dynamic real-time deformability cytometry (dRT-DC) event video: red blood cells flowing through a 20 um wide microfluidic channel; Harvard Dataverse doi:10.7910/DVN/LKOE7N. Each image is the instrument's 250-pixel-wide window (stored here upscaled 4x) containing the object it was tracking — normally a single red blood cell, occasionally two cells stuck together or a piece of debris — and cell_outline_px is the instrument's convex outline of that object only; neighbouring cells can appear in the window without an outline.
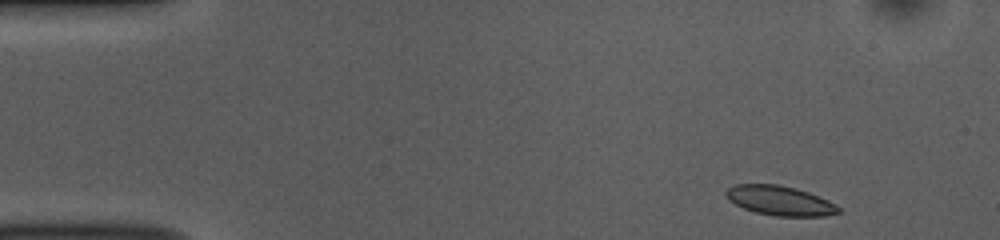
{"species": "common noctule bat (a hibernating species)", "species_latin": "Nyctalus noctula", "temperature_condition": "room temperature", "stored_images_in_passage": 47, "camera_frame_rate_fps": 3000, "um_per_image_px": 0.085, "animal": {"sex": "female", "body_mass_g": 10.0, "forearm_length_mm": 53.1}, "frame": {"image": 1, "passage_image": 1, "time_ms": 0.0, "image_size_px": [1000, 240], "cell_outline_px": [[840, 212], [824, 216], [776, 216], [756, 212], [744, 208], [728, 200], [724, 196], [724, 192], [728, 188], [736, 184], [776, 184], [796, 188], [808, 192], [828, 200], [836, 204], [840, 208]], "centroid_in_image_um": [66.27, 17.05], "position_along_channel_um": 18.7, "area_um2": 19.36}}
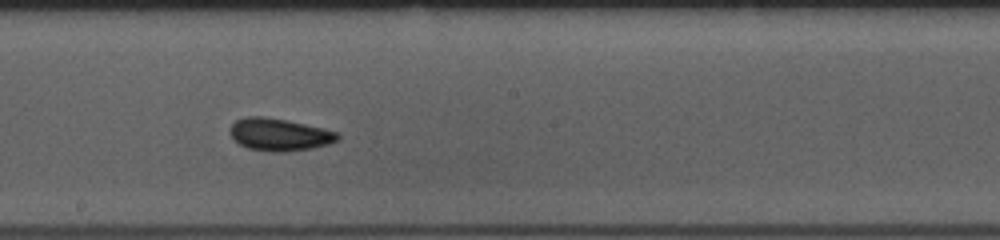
{"frame": {"image": 2, "passage_image": 24, "time_ms": 7.667, "image_size_px": [1000, 240], "cell_outline_px": [[340, 140], [328, 144], [312, 148], [288, 152], [272, 152], [248, 148], [240, 144], [228, 132], [228, 128], [236, 120], [248, 116], [264, 116], [324, 128], [336, 132], [340, 136]], "centroid_in_image_um": [23.74, 11.44], "position_along_channel_um": 224.5, "area_um2": 20.35}}
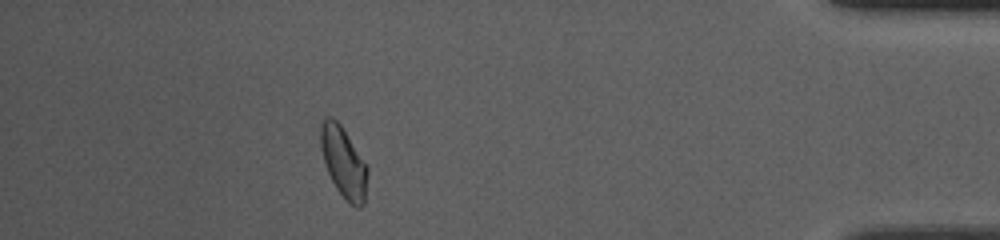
{"frame": {"image": 3, "passage_image": 42, "time_ms": 13.667, "image_size_px": [1000, 240], "cell_outline_px": [[368, 172], [364, 204], [360, 208], [356, 208], [348, 204], [336, 188], [328, 172], [324, 160], [320, 144], [320, 124], [324, 116], [332, 116], [340, 124], [368, 164]], "centroid_in_image_um": [29.22, 13.79], "position_along_channel_um": 406.0, "area_um2": 19.65}, "authors_computed_cell_mechanics": {"area_um2": 19.2474, "velocity_mm_per_s": 3.8407, "shape_relaxation_time_tau1_ms": 6.1834, "shape_relaxation_time_tau2_ms": 2.2794, "deformation_change_tau1": 0.1132, "deformation_change_tau2": 0.0674}}